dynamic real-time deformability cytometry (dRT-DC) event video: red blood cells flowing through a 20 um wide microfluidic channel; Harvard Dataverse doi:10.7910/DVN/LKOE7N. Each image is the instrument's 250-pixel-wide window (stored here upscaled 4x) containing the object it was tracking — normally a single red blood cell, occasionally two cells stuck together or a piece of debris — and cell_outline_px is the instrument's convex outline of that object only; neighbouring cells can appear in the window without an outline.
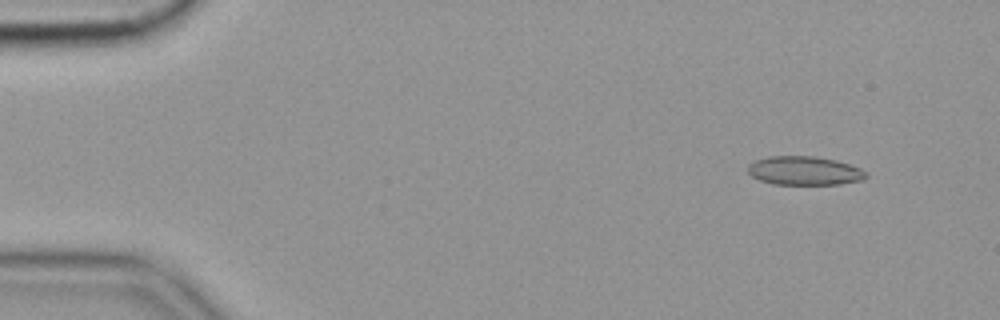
{"species": "common noctule bat (a hibernating species)", "species_latin": "Nyctalus noctula", "temperature_condition": "cold", "stored_images_in_passage": 56, "camera_frame_rate_fps": 3000, "um_per_image_px": 0.085, "animal": {"sex": "female", "body_mass_g": 19.9}, "frame": {"image": 1, "passage_image": 5, "time_ms": 1.333, "image_size_px": [1000, 320], "cell_outline_px": [[868, 176], [864, 180], [840, 184], [772, 184], [760, 180], [752, 176], [748, 172], [748, 164], [756, 160], [768, 156], [816, 156], [836, 160], [860, 168]], "centroid_in_image_um": [68.37, 14.51], "position_along_channel_um": 16.6, "area_um2": 19.83}}
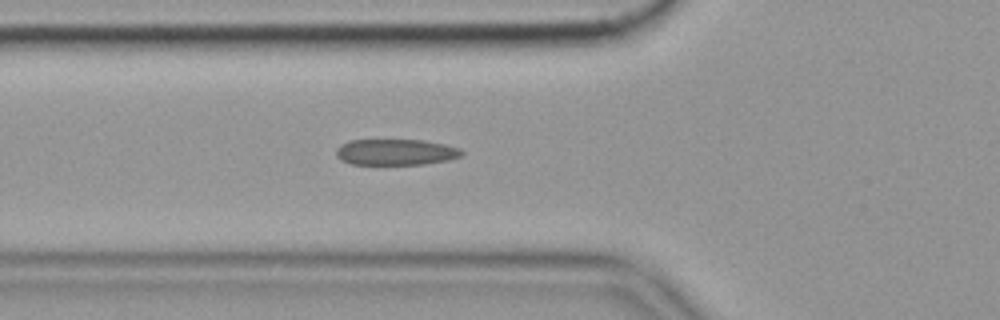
{"frame": {"image": 2, "passage_image": 20, "time_ms": 6.333, "image_size_px": [1000, 320], "cell_outline_px": [[464, 156], [448, 160], [424, 164], [352, 164], [340, 160], [336, 156], [336, 148], [340, 144], [348, 140], [424, 140], [444, 144], [460, 148], [464, 152]], "centroid_in_image_um": [33.64, 12.92], "position_along_channel_um": 92.2, "area_um2": 19.25}}
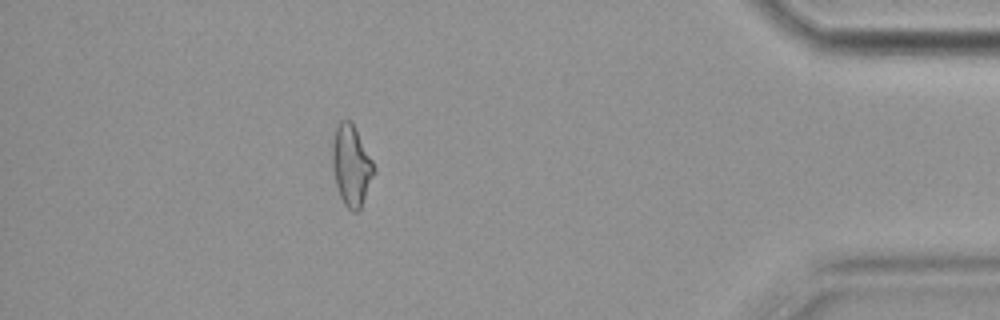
{"frame": {"image": 3, "passage_image": 50, "time_ms": 16.333, "image_size_px": [1000, 320], "cell_outline_px": [[376, 172], [360, 208], [356, 212], [352, 212], [344, 204], [340, 196], [336, 184], [332, 168], [332, 140], [336, 128], [340, 120], [348, 120], [352, 124], [372, 160], [376, 168]], "centroid_in_image_um": [29.86, 14.1], "position_along_channel_um": 405.3, "area_um2": 19.36}, "authors_computed_cell_mechanics": {"area_um2": 19.4786, "velocity_mm_per_s": 3.5746, "shape_relaxation_time_tau1_ms": 5.6159, "shape_relaxation_time_tau2_ms": 2.2848, "deformation_change_tau1": 0.1406, "deformation_change_tau2": 0.1167}}